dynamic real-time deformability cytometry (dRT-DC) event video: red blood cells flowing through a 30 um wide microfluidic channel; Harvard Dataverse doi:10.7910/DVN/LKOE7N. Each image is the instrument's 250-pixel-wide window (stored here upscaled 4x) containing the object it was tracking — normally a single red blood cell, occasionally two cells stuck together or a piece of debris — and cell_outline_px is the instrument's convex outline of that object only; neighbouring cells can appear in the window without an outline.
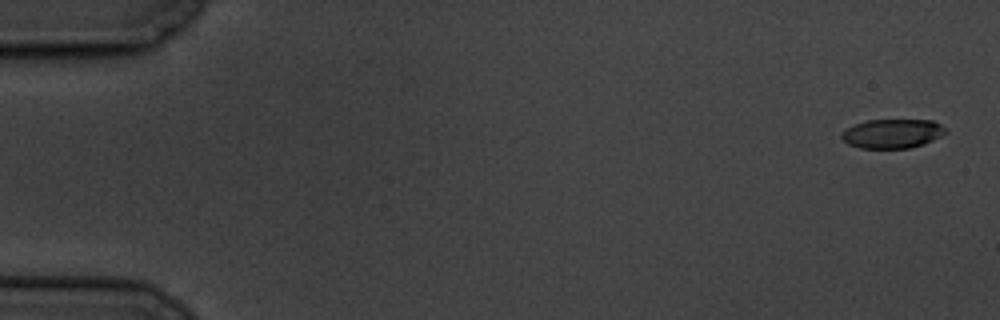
{"species": "common noctule bat (a hibernating species)", "species_latin": "Nyctalus noctula", "temperature_condition": "cold", "stored_images_in_passage": 6, "camera_frame_rate_fps": 3000, "um_per_image_px": 0.085, "animal": {"sex": "male", "body_mass_g": 19.5, "forearm_length_mm": 54.6}, "frame": {"image": 1, "passage_image": 1, "time_ms": 0.0, "image_size_px": [1000, 320], "cell_outline_px": [[948, 132], [924, 144], [908, 148], [860, 148], [848, 144], [840, 136], [840, 132], [856, 124], [868, 120], [932, 120], [940, 124]], "centroid_in_image_um": [75.84, 11.36], "position_along_channel_um": 9.2, "area_um2": 17.57}}
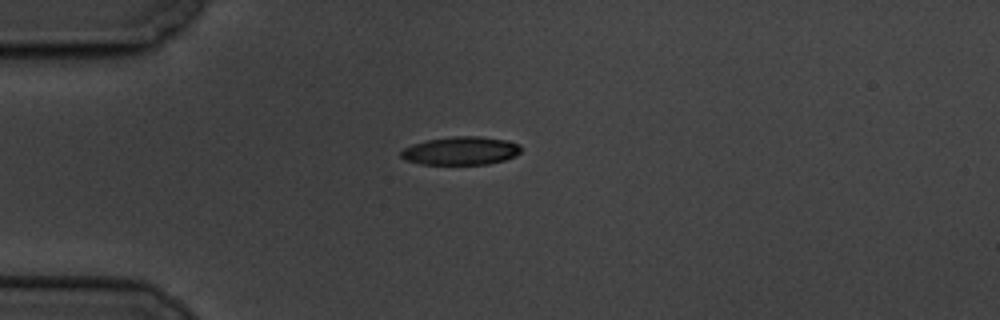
{"frame": {"image": 2, "passage_image": 5, "time_ms": 4.667, "image_size_px": [1000, 320], "cell_outline_px": [[520, 152], [516, 156], [504, 160], [488, 164], [420, 164], [408, 160], [400, 156], [400, 152], [404, 148], [412, 144], [428, 140], [456, 136], [480, 136], [508, 140], [520, 144]], "centroid_in_image_um": [39.2, 12.81], "position_along_channel_um": 45.8, "area_um2": 19.71}}